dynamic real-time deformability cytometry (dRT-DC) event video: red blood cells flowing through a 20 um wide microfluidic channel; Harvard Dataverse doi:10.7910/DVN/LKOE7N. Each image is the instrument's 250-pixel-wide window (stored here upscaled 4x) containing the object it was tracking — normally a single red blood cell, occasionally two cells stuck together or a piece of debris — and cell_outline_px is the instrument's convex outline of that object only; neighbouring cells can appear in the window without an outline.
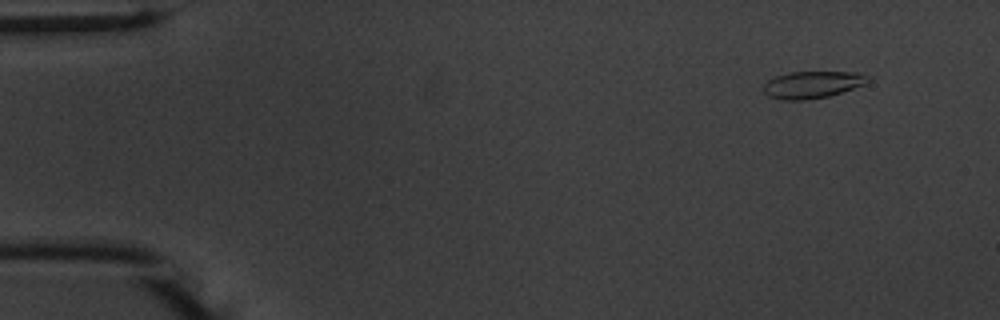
{"species": "common noctule bat (a hibernating species)", "species_latin": "Nyctalus noctula", "temperature_condition": "warm", "stored_images_in_passage": 50, "camera_frame_rate_fps": 3000, "um_per_image_px": 0.085, "animal": {"sex": "male", "body_mass_g": 20.1, "forearm_length_mm": 53.5}, "frame": {"image": 1, "passage_image": 1, "time_ms": 0.0, "image_size_px": [1000, 320], "cell_outline_px": [[872, 80], [864, 84], [828, 96], [804, 100], [784, 100], [768, 96], [764, 92], [764, 84], [768, 80], [776, 76], [792, 72], [860, 72], [872, 76]], "centroid_in_image_um": [69.09, 7.18], "position_along_channel_um": 15.9, "area_um2": 16.42}}
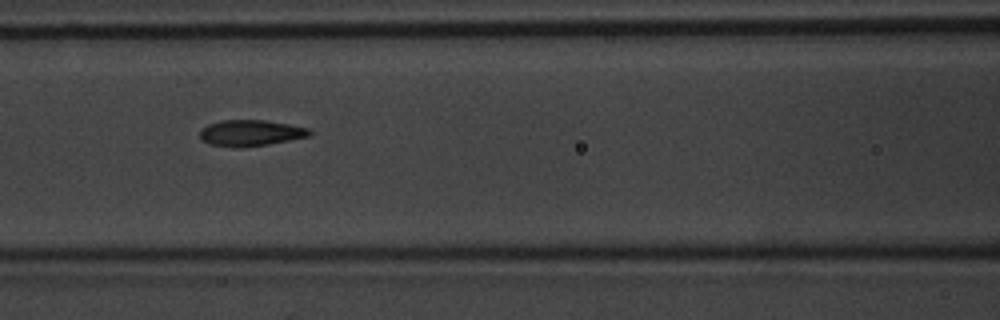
{"frame": {"image": 2, "passage_image": 20, "time_ms": 6.333, "image_size_px": [1000, 320], "cell_outline_px": [[312, 132], [308, 136], [268, 144], [240, 148], [236, 148], [208, 144], [200, 136], [200, 128], [208, 124], [220, 120], [264, 120], [288, 124], [308, 128]], "centroid_in_image_um": [21.25, 11.3], "position_along_channel_um": 145.4, "area_um2": 16.65}}
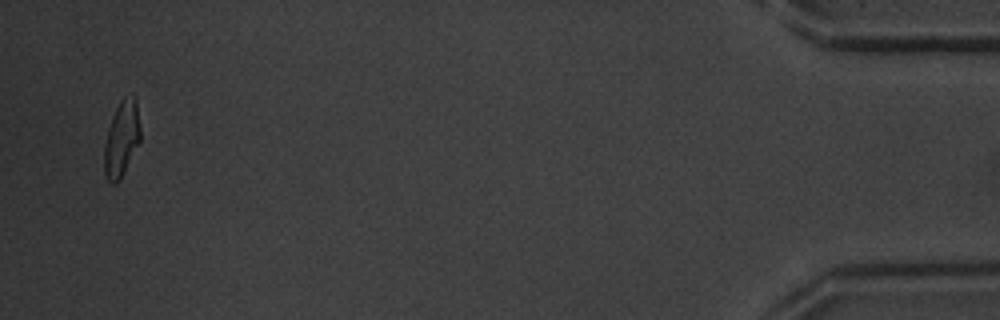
{"frame": {"image": 3, "passage_image": 49, "time_ms": 16.0, "image_size_px": [1000, 320], "cell_outline_px": [[140, 140], [120, 180], [116, 184], [112, 184], [108, 180], [104, 172], [104, 144], [108, 128], [112, 116], [120, 100], [124, 96], [132, 92], [136, 96], [140, 128]], "centroid_in_image_um": [10.34, 11.75], "position_along_channel_um": 424.9, "area_um2": 16.13}, "authors_computed_cell_mechanics": {"area_um2": 16.7042, "velocity_mm_per_s": 3.7472, "shape_relaxation_time_tau1_ms": 3.1728, "shape_relaxation_time_tau2_ms": 1.5945, "deformation_change_tau1": 0.1566, "deformation_change_tau2": 0.0852}}